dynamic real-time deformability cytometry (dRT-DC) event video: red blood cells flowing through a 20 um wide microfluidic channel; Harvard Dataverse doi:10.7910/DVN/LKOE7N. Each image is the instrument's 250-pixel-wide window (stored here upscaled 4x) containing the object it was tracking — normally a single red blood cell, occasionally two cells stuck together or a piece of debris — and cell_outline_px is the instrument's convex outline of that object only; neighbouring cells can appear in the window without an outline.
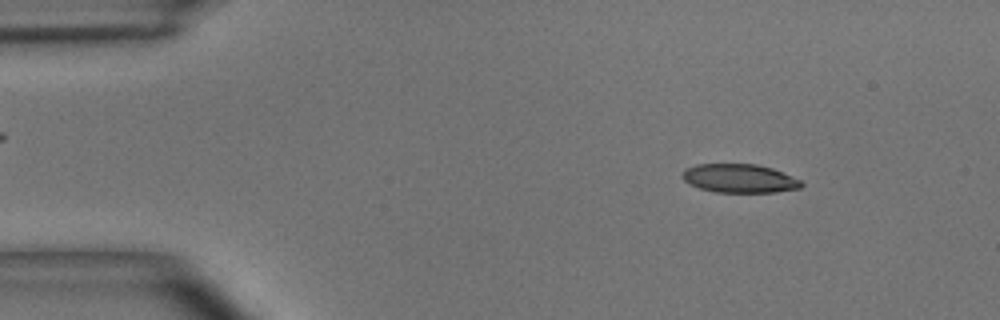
{"species": "common noctule bat (a hibernating species)", "species_latin": "Nyctalus noctula", "temperature_condition": "room temperature", "stored_images_in_passage": 50, "camera_frame_rate_fps": 3000, "um_per_image_px": 0.085, "animal": {"sex": "male", "body_mass_g": 15.6}, "frame": {"image": 1, "passage_image": 6, "time_ms": 1.667, "image_size_px": [1000, 320], "cell_outline_px": [[804, 184], [800, 188], [776, 192], [716, 192], [700, 188], [688, 184], [680, 176], [680, 172], [684, 168], [696, 164], [756, 164], [772, 168], [800, 180]], "centroid_in_image_um": [62.79, 15.16], "position_along_channel_um": 22.2, "area_um2": 20.0}}
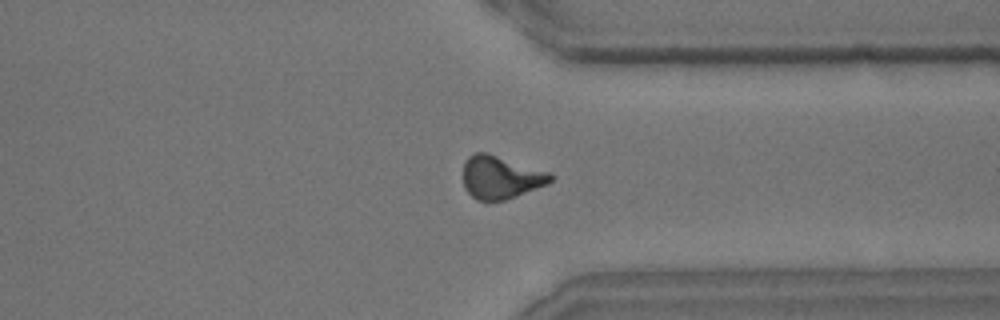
{"frame": {"image": 2, "passage_image": 38, "time_ms": 12.333, "image_size_px": [1000, 320], "cell_outline_px": [[556, 176], [548, 184], [516, 196], [504, 200], [476, 200], [464, 188], [464, 164], [468, 156], [476, 152], [488, 152], [552, 172]], "centroid_in_image_um": [42.6, 15.05], "position_along_channel_um": 368.8, "area_um2": 22.14}}
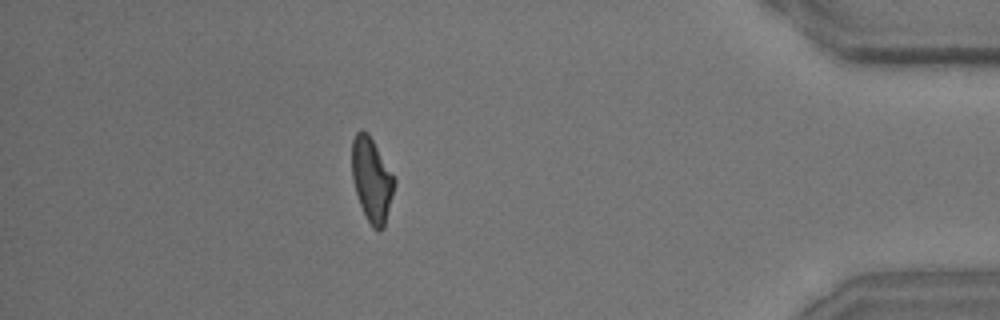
{"frame": {"image": 3, "passage_image": 44, "time_ms": 14.333, "image_size_px": [1000, 320], "cell_outline_px": [[396, 184], [384, 228], [372, 228], [360, 204], [352, 180], [352, 140], [356, 132], [360, 128], [368, 132], [396, 180]], "centroid_in_image_um": [31.6, 15.24], "position_along_channel_um": 403.6, "area_um2": 20.69}, "authors_computed_cell_mechanics": {"area_um2": 21.386, "velocity_mm_per_s": 3.9382, "shape_relaxation_time_tau1_ms": 4.9168, "shape_relaxation_time_tau2_ms": 2.6001, "deformation_change_tau1": 0.158, "deformation_change_tau2": 0.1003}}